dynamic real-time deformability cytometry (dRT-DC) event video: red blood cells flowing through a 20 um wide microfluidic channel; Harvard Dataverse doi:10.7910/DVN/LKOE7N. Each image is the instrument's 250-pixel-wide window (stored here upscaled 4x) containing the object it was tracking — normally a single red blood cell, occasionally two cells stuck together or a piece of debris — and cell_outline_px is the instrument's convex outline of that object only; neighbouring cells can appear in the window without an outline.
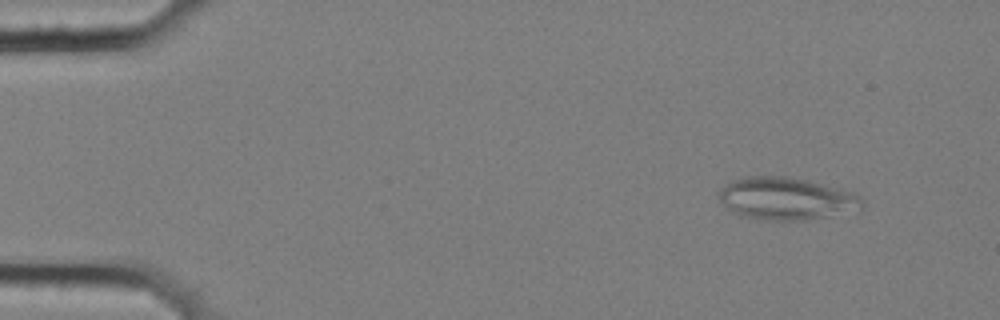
{"species": "common noctule bat (a hibernating species)", "species_latin": "Nyctalus noctula", "temperature_condition": "cold", "stored_images_in_passage": 5, "camera_frame_rate_fps": 3000, "um_per_image_px": 0.085, "animal": {"sex": "female", "body_mass_g": 25.1}, "frame": {"image": 1, "passage_image": 2, "time_ms": 0.333, "image_size_px": [1000, 320], "cell_outline_px": [[864, 208], [860, 212], [804, 220], [772, 220], [740, 216], [732, 212], [720, 200], [716, 192], [728, 180], [748, 176], [788, 176], [852, 192], [860, 196], [864, 204]], "centroid_in_image_um": [66.84, 16.89], "position_along_channel_um": 18.2, "area_um2": 35.84}}